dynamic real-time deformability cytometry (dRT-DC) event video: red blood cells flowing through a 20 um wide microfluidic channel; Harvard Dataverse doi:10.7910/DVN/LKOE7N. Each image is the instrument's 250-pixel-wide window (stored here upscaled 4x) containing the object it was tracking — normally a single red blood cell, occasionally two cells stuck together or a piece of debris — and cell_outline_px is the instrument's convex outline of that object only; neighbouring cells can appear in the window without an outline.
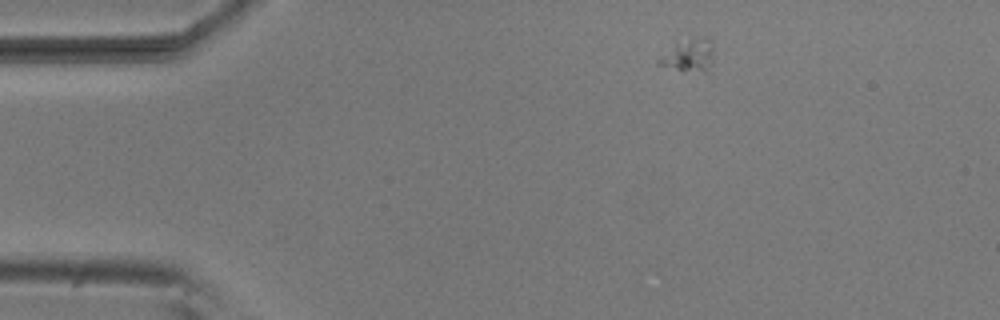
{"species": "common noctule bat (a hibernating species)", "species_latin": "Nyctalus noctula", "temperature_condition": "room temperature", "stored_images_in_passage": 3, "camera_frame_rate_fps": 3000, "um_per_image_px": 0.085, "animal": {"sex": "male", "body_mass_g": 20.5, "forearm_length_mm": 52.5}, "frame": {"image": 1, "passage_image": 1, "time_ms": 0.0, "image_size_px": [1000, 320], "cell_outline_px": [[712, 64], [704, 72], [676, 68], [656, 64], [656, 60], [676, 40], [704, 36], [708, 36], [712, 40]], "centroid_in_image_um": [58.54, 4.62], "position_along_channel_um": 26.5, "area_um2": 10.58}}